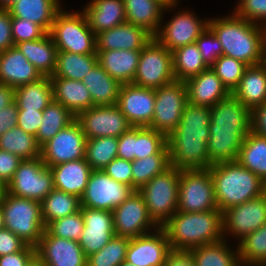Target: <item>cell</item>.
Wrapping results in <instances>:
<instances>
[{"instance_id":"40","label":"cell","mask_w":266,"mask_h":266,"mask_svg":"<svg viewBox=\"0 0 266 266\" xmlns=\"http://www.w3.org/2000/svg\"><path fill=\"white\" fill-rule=\"evenodd\" d=\"M75 119V115H73L61 103L53 100L43 110L42 123L40 124L37 135L35 136L38 145L41 147Z\"/></svg>"},{"instance_id":"14","label":"cell","mask_w":266,"mask_h":266,"mask_svg":"<svg viewBox=\"0 0 266 266\" xmlns=\"http://www.w3.org/2000/svg\"><path fill=\"white\" fill-rule=\"evenodd\" d=\"M135 190L117 182L103 170H92L81 200V207L113 211Z\"/></svg>"},{"instance_id":"62","label":"cell","mask_w":266,"mask_h":266,"mask_svg":"<svg viewBox=\"0 0 266 266\" xmlns=\"http://www.w3.org/2000/svg\"><path fill=\"white\" fill-rule=\"evenodd\" d=\"M15 101V88L0 84V111Z\"/></svg>"},{"instance_id":"31","label":"cell","mask_w":266,"mask_h":266,"mask_svg":"<svg viewBox=\"0 0 266 266\" xmlns=\"http://www.w3.org/2000/svg\"><path fill=\"white\" fill-rule=\"evenodd\" d=\"M141 50L97 51L98 64L121 84L132 83Z\"/></svg>"},{"instance_id":"6","label":"cell","mask_w":266,"mask_h":266,"mask_svg":"<svg viewBox=\"0 0 266 266\" xmlns=\"http://www.w3.org/2000/svg\"><path fill=\"white\" fill-rule=\"evenodd\" d=\"M4 228L28 246L36 247L45 231L41 202L14 196L6 191L0 197Z\"/></svg>"},{"instance_id":"12","label":"cell","mask_w":266,"mask_h":266,"mask_svg":"<svg viewBox=\"0 0 266 266\" xmlns=\"http://www.w3.org/2000/svg\"><path fill=\"white\" fill-rule=\"evenodd\" d=\"M188 103L187 87L183 81H173L155 89V107L150 128L169 136L178 126Z\"/></svg>"},{"instance_id":"8","label":"cell","mask_w":266,"mask_h":266,"mask_svg":"<svg viewBox=\"0 0 266 266\" xmlns=\"http://www.w3.org/2000/svg\"><path fill=\"white\" fill-rule=\"evenodd\" d=\"M58 51L97 54L96 34L89 27L84 12L60 10L49 32Z\"/></svg>"},{"instance_id":"25","label":"cell","mask_w":266,"mask_h":266,"mask_svg":"<svg viewBox=\"0 0 266 266\" xmlns=\"http://www.w3.org/2000/svg\"><path fill=\"white\" fill-rule=\"evenodd\" d=\"M185 84L192 105L211 107L231 94L211 67L187 79Z\"/></svg>"},{"instance_id":"37","label":"cell","mask_w":266,"mask_h":266,"mask_svg":"<svg viewBox=\"0 0 266 266\" xmlns=\"http://www.w3.org/2000/svg\"><path fill=\"white\" fill-rule=\"evenodd\" d=\"M237 161L266 183V137L250 131L244 138Z\"/></svg>"},{"instance_id":"17","label":"cell","mask_w":266,"mask_h":266,"mask_svg":"<svg viewBox=\"0 0 266 266\" xmlns=\"http://www.w3.org/2000/svg\"><path fill=\"white\" fill-rule=\"evenodd\" d=\"M169 154L167 137L150 127H131L118 137L117 157L128 161Z\"/></svg>"},{"instance_id":"24","label":"cell","mask_w":266,"mask_h":266,"mask_svg":"<svg viewBox=\"0 0 266 266\" xmlns=\"http://www.w3.org/2000/svg\"><path fill=\"white\" fill-rule=\"evenodd\" d=\"M152 38L145 29L126 21L96 35L97 51L142 50Z\"/></svg>"},{"instance_id":"4","label":"cell","mask_w":266,"mask_h":266,"mask_svg":"<svg viewBox=\"0 0 266 266\" xmlns=\"http://www.w3.org/2000/svg\"><path fill=\"white\" fill-rule=\"evenodd\" d=\"M161 228L167 235L170 248L175 250H191L225 239L220 210L199 213L177 211Z\"/></svg>"},{"instance_id":"29","label":"cell","mask_w":266,"mask_h":266,"mask_svg":"<svg viewBox=\"0 0 266 266\" xmlns=\"http://www.w3.org/2000/svg\"><path fill=\"white\" fill-rule=\"evenodd\" d=\"M83 12L96 35L126 22L123 0H93Z\"/></svg>"},{"instance_id":"57","label":"cell","mask_w":266,"mask_h":266,"mask_svg":"<svg viewBox=\"0 0 266 266\" xmlns=\"http://www.w3.org/2000/svg\"><path fill=\"white\" fill-rule=\"evenodd\" d=\"M11 14L8 9H0V53L15 46L11 30Z\"/></svg>"},{"instance_id":"21","label":"cell","mask_w":266,"mask_h":266,"mask_svg":"<svg viewBox=\"0 0 266 266\" xmlns=\"http://www.w3.org/2000/svg\"><path fill=\"white\" fill-rule=\"evenodd\" d=\"M80 210L84 220V229L79 245L88 257L100 251L115 236L113 213L88 207H81Z\"/></svg>"},{"instance_id":"54","label":"cell","mask_w":266,"mask_h":266,"mask_svg":"<svg viewBox=\"0 0 266 266\" xmlns=\"http://www.w3.org/2000/svg\"><path fill=\"white\" fill-rule=\"evenodd\" d=\"M43 111L37 110H18L17 126L26 133L37 135L40 124L42 123Z\"/></svg>"},{"instance_id":"44","label":"cell","mask_w":266,"mask_h":266,"mask_svg":"<svg viewBox=\"0 0 266 266\" xmlns=\"http://www.w3.org/2000/svg\"><path fill=\"white\" fill-rule=\"evenodd\" d=\"M118 138L104 136L86 140L85 160L92 170H103L117 158Z\"/></svg>"},{"instance_id":"67","label":"cell","mask_w":266,"mask_h":266,"mask_svg":"<svg viewBox=\"0 0 266 266\" xmlns=\"http://www.w3.org/2000/svg\"><path fill=\"white\" fill-rule=\"evenodd\" d=\"M5 192V186L2 184V182L0 181V197L2 196V194Z\"/></svg>"},{"instance_id":"55","label":"cell","mask_w":266,"mask_h":266,"mask_svg":"<svg viewBox=\"0 0 266 266\" xmlns=\"http://www.w3.org/2000/svg\"><path fill=\"white\" fill-rule=\"evenodd\" d=\"M21 161L15 154L0 149V181L4 186L12 179Z\"/></svg>"},{"instance_id":"68","label":"cell","mask_w":266,"mask_h":266,"mask_svg":"<svg viewBox=\"0 0 266 266\" xmlns=\"http://www.w3.org/2000/svg\"><path fill=\"white\" fill-rule=\"evenodd\" d=\"M261 63L263 64V66L265 67V70H266V52H265L264 58H263Z\"/></svg>"},{"instance_id":"27","label":"cell","mask_w":266,"mask_h":266,"mask_svg":"<svg viewBox=\"0 0 266 266\" xmlns=\"http://www.w3.org/2000/svg\"><path fill=\"white\" fill-rule=\"evenodd\" d=\"M126 21L145 29L153 37L160 29L162 12L177 5V1L166 5L162 0H123Z\"/></svg>"},{"instance_id":"33","label":"cell","mask_w":266,"mask_h":266,"mask_svg":"<svg viewBox=\"0 0 266 266\" xmlns=\"http://www.w3.org/2000/svg\"><path fill=\"white\" fill-rule=\"evenodd\" d=\"M15 46L42 76H52L56 67L58 48L49 33L41 39L20 42Z\"/></svg>"},{"instance_id":"58","label":"cell","mask_w":266,"mask_h":266,"mask_svg":"<svg viewBox=\"0 0 266 266\" xmlns=\"http://www.w3.org/2000/svg\"><path fill=\"white\" fill-rule=\"evenodd\" d=\"M35 255V248L26 246L23 250L0 256V266H26Z\"/></svg>"},{"instance_id":"2","label":"cell","mask_w":266,"mask_h":266,"mask_svg":"<svg viewBox=\"0 0 266 266\" xmlns=\"http://www.w3.org/2000/svg\"><path fill=\"white\" fill-rule=\"evenodd\" d=\"M211 110L208 106L185 105L176 129L167 136L170 165L179 170L210 167L207 142Z\"/></svg>"},{"instance_id":"35","label":"cell","mask_w":266,"mask_h":266,"mask_svg":"<svg viewBox=\"0 0 266 266\" xmlns=\"http://www.w3.org/2000/svg\"><path fill=\"white\" fill-rule=\"evenodd\" d=\"M82 82L93 100V106L117 104L121 83L112 78L98 63L88 72Z\"/></svg>"},{"instance_id":"32","label":"cell","mask_w":266,"mask_h":266,"mask_svg":"<svg viewBox=\"0 0 266 266\" xmlns=\"http://www.w3.org/2000/svg\"><path fill=\"white\" fill-rule=\"evenodd\" d=\"M232 94L252 110L266 101V70L262 63L250 65Z\"/></svg>"},{"instance_id":"3","label":"cell","mask_w":266,"mask_h":266,"mask_svg":"<svg viewBox=\"0 0 266 266\" xmlns=\"http://www.w3.org/2000/svg\"><path fill=\"white\" fill-rule=\"evenodd\" d=\"M208 28L222 45V55L247 66L260 64L266 52V27L236 16L210 19Z\"/></svg>"},{"instance_id":"65","label":"cell","mask_w":266,"mask_h":266,"mask_svg":"<svg viewBox=\"0 0 266 266\" xmlns=\"http://www.w3.org/2000/svg\"><path fill=\"white\" fill-rule=\"evenodd\" d=\"M2 229H4V216H3L2 205L0 202V230Z\"/></svg>"},{"instance_id":"28","label":"cell","mask_w":266,"mask_h":266,"mask_svg":"<svg viewBox=\"0 0 266 266\" xmlns=\"http://www.w3.org/2000/svg\"><path fill=\"white\" fill-rule=\"evenodd\" d=\"M49 168L53 174L55 189L82 197L92 172L85 159L65 162Z\"/></svg>"},{"instance_id":"23","label":"cell","mask_w":266,"mask_h":266,"mask_svg":"<svg viewBox=\"0 0 266 266\" xmlns=\"http://www.w3.org/2000/svg\"><path fill=\"white\" fill-rule=\"evenodd\" d=\"M170 250L165 231L158 228L155 233L130 238L126 261L135 266H163Z\"/></svg>"},{"instance_id":"34","label":"cell","mask_w":266,"mask_h":266,"mask_svg":"<svg viewBox=\"0 0 266 266\" xmlns=\"http://www.w3.org/2000/svg\"><path fill=\"white\" fill-rule=\"evenodd\" d=\"M60 7L59 0H17L8 10L11 17L32 21L49 33Z\"/></svg>"},{"instance_id":"19","label":"cell","mask_w":266,"mask_h":266,"mask_svg":"<svg viewBox=\"0 0 266 266\" xmlns=\"http://www.w3.org/2000/svg\"><path fill=\"white\" fill-rule=\"evenodd\" d=\"M117 106L132 127H149L154 116L155 89L122 84Z\"/></svg>"},{"instance_id":"10","label":"cell","mask_w":266,"mask_h":266,"mask_svg":"<svg viewBox=\"0 0 266 266\" xmlns=\"http://www.w3.org/2000/svg\"><path fill=\"white\" fill-rule=\"evenodd\" d=\"M53 174L41 157L22 160L5 191L41 202L54 189Z\"/></svg>"},{"instance_id":"66","label":"cell","mask_w":266,"mask_h":266,"mask_svg":"<svg viewBox=\"0 0 266 266\" xmlns=\"http://www.w3.org/2000/svg\"><path fill=\"white\" fill-rule=\"evenodd\" d=\"M119 266H135V265H133L132 263H130V262L126 261V260H124Z\"/></svg>"},{"instance_id":"1","label":"cell","mask_w":266,"mask_h":266,"mask_svg":"<svg viewBox=\"0 0 266 266\" xmlns=\"http://www.w3.org/2000/svg\"><path fill=\"white\" fill-rule=\"evenodd\" d=\"M207 142L210 166L237 161L244 138L251 131V110L232 93L210 107Z\"/></svg>"},{"instance_id":"41","label":"cell","mask_w":266,"mask_h":266,"mask_svg":"<svg viewBox=\"0 0 266 266\" xmlns=\"http://www.w3.org/2000/svg\"><path fill=\"white\" fill-rule=\"evenodd\" d=\"M81 208L78 196L64 191L53 189L42 201V218L44 225L49 222L71 215Z\"/></svg>"},{"instance_id":"49","label":"cell","mask_w":266,"mask_h":266,"mask_svg":"<svg viewBox=\"0 0 266 266\" xmlns=\"http://www.w3.org/2000/svg\"><path fill=\"white\" fill-rule=\"evenodd\" d=\"M210 67L232 93L243 77L247 65L232 57L221 55Z\"/></svg>"},{"instance_id":"13","label":"cell","mask_w":266,"mask_h":266,"mask_svg":"<svg viewBox=\"0 0 266 266\" xmlns=\"http://www.w3.org/2000/svg\"><path fill=\"white\" fill-rule=\"evenodd\" d=\"M86 140L80 123L75 119L40 147V157L48 167L85 159Z\"/></svg>"},{"instance_id":"16","label":"cell","mask_w":266,"mask_h":266,"mask_svg":"<svg viewBox=\"0 0 266 266\" xmlns=\"http://www.w3.org/2000/svg\"><path fill=\"white\" fill-rule=\"evenodd\" d=\"M112 213L116 236L136 238L148 234L151 227L159 228L150 218L144 198L138 191H134Z\"/></svg>"},{"instance_id":"53","label":"cell","mask_w":266,"mask_h":266,"mask_svg":"<svg viewBox=\"0 0 266 266\" xmlns=\"http://www.w3.org/2000/svg\"><path fill=\"white\" fill-rule=\"evenodd\" d=\"M132 161L122 158L113 159L103 171L117 182L124 183L132 187Z\"/></svg>"},{"instance_id":"61","label":"cell","mask_w":266,"mask_h":266,"mask_svg":"<svg viewBox=\"0 0 266 266\" xmlns=\"http://www.w3.org/2000/svg\"><path fill=\"white\" fill-rule=\"evenodd\" d=\"M18 107L14 101L0 111V136L17 126Z\"/></svg>"},{"instance_id":"42","label":"cell","mask_w":266,"mask_h":266,"mask_svg":"<svg viewBox=\"0 0 266 266\" xmlns=\"http://www.w3.org/2000/svg\"><path fill=\"white\" fill-rule=\"evenodd\" d=\"M0 149L15 154L22 160L40 157V146L36 137L26 133L19 126L13 127L0 136Z\"/></svg>"},{"instance_id":"52","label":"cell","mask_w":266,"mask_h":266,"mask_svg":"<svg viewBox=\"0 0 266 266\" xmlns=\"http://www.w3.org/2000/svg\"><path fill=\"white\" fill-rule=\"evenodd\" d=\"M236 16L257 24V20L266 24V0H239V5L233 12ZM266 27V25H265Z\"/></svg>"},{"instance_id":"51","label":"cell","mask_w":266,"mask_h":266,"mask_svg":"<svg viewBox=\"0 0 266 266\" xmlns=\"http://www.w3.org/2000/svg\"><path fill=\"white\" fill-rule=\"evenodd\" d=\"M195 43L209 67L222 55V45L209 28L199 36Z\"/></svg>"},{"instance_id":"60","label":"cell","mask_w":266,"mask_h":266,"mask_svg":"<svg viewBox=\"0 0 266 266\" xmlns=\"http://www.w3.org/2000/svg\"><path fill=\"white\" fill-rule=\"evenodd\" d=\"M251 131L266 137V101L251 110Z\"/></svg>"},{"instance_id":"38","label":"cell","mask_w":266,"mask_h":266,"mask_svg":"<svg viewBox=\"0 0 266 266\" xmlns=\"http://www.w3.org/2000/svg\"><path fill=\"white\" fill-rule=\"evenodd\" d=\"M97 63V54L58 51L56 67L51 77L82 81Z\"/></svg>"},{"instance_id":"9","label":"cell","mask_w":266,"mask_h":266,"mask_svg":"<svg viewBox=\"0 0 266 266\" xmlns=\"http://www.w3.org/2000/svg\"><path fill=\"white\" fill-rule=\"evenodd\" d=\"M209 210H218L209 168L180 170L177 211L199 213Z\"/></svg>"},{"instance_id":"22","label":"cell","mask_w":266,"mask_h":266,"mask_svg":"<svg viewBox=\"0 0 266 266\" xmlns=\"http://www.w3.org/2000/svg\"><path fill=\"white\" fill-rule=\"evenodd\" d=\"M35 254L47 266H87V256L79 242L51 236L46 231L35 247Z\"/></svg>"},{"instance_id":"69","label":"cell","mask_w":266,"mask_h":266,"mask_svg":"<svg viewBox=\"0 0 266 266\" xmlns=\"http://www.w3.org/2000/svg\"><path fill=\"white\" fill-rule=\"evenodd\" d=\"M242 266H266V264H249V265H242Z\"/></svg>"},{"instance_id":"46","label":"cell","mask_w":266,"mask_h":266,"mask_svg":"<svg viewBox=\"0 0 266 266\" xmlns=\"http://www.w3.org/2000/svg\"><path fill=\"white\" fill-rule=\"evenodd\" d=\"M240 265L266 264V223L239 241Z\"/></svg>"},{"instance_id":"36","label":"cell","mask_w":266,"mask_h":266,"mask_svg":"<svg viewBox=\"0 0 266 266\" xmlns=\"http://www.w3.org/2000/svg\"><path fill=\"white\" fill-rule=\"evenodd\" d=\"M53 101L51 77L43 76L15 88V102L18 110L43 111Z\"/></svg>"},{"instance_id":"56","label":"cell","mask_w":266,"mask_h":266,"mask_svg":"<svg viewBox=\"0 0 266 266\" xmlns=\"http://www.w3.org/2000/svg\"><path fill=\"white\" fill-rule=\"evenodd\" d=\"M27 246L16 234L8 229L0 230V256L23 250Z\"/></svg>"},{"instance_id":"45","label":"cell","mask_w":266,"mask_h":266,"mask_svg":"<svg viewBox=\"0 0 266 266\" xmlns=\"http://www.w3.org/2000/svg\"><path fill=\"white\" fill-rule=\"evenodd\" d=\"M170 166L169 154H153L132 161V188L138 191Z\"/></svg>"},{"instance_id":"70","label":"cell","mask_w":266,"mask_h":266,"mask_svg":"<svg viewBox=\"0 0 266 266\" xmlns=\"http://www.w3.org/2000/svg\"><path fill=\"white\" fill-rule=\"evenodd\" d=\"M166 5L170 4L171 2H174L176 0H162Z\"/></svg>"},{"instance_id":"30","label":"cell","mask_w":266,"mask_h":266,"mask_svg":"<svg viewBox=\"0 0 266 266\" xmlns=\"http://www.w3.org/2000/svg\"><path fill=\"white\" fill-rule=\"evenodd\" d=\"M53 100L61 103L73 115L93 106L90 92L82 81L51 77Z\"/></svg>"},{"instance_id":"48","label":"cell","mask_w":266,"mask_h":266,"mask_svg":"<svg viewBox=\"0 0 266 266\" xmlns=\"http://www.w3.org/2000/svg\"><path fill=\"white\" fill-rule=\"evenodd\" d=\"M84 229V220L81 210L63 218L49 222L45 231L59 238L79 242Z\"/></svg>"},{"instance_id":"18","label":"cell","mask_w":266,"mask_h":266,"mask_svg":"<svg viewBox=\"0 0 266 266\" xmlns=\"http://www.w3.org/2000/svg\"><path fill=\"white\" fill-rule=\"evenodd\" d=\"M266 223V193L222 212L223 235L228 231L240 240Z\"/></svg>"},{"instance_id":"15","label":"cell","mask_w":266,"mask_h":266,"mask_svg":"<svg viewBox=\"0 0 266 266\" xmlns=\"http://www.w3.org/2000/svg\"><path fill=\"white\" fill-rule=\"evenodd\" d=\"M86 139L104 136L120 137L132 126L117 104L92 106L76 116Z\"/></svg>"},{"instance_id":"59","label":"cell","mask_w":266,"mask_h":266,"mask_svg":"<svg viewBox=\"0 0 266 266\" xmlns=\"http://www.w3.org/2000/svg\"><path fill=\"white\" fill-rule=\"evenodd\" d=\"M163 266H196L190 250L171 249Z\"/></svg>"},{"instance_id":"20","label":"cell","mask_w":266,"mask_h":266,"mask_svg":"<svg viewBox=\"0 0 266 266\" xmlns=\"http://www.w3.org/2000/svg\"><path fill=\"white\" fill-rule=\"evenodd\" d=\"M209 20L196 19L191 12H180L158 30L154 38L170 52L187 44L195 43L208 28Z\"/></svg>"},{"instance_id":"7","label":"cell","mask_w":266,"mask_h":266,"mask_svg":"<svg viewBox=\"0 0 266 266\" xmlns=\"http://www.w3.org/2000/svg\"><path fill=\"white\" fill-rule=\"evenodd\" d=\"M179 180L180 170L170 165L138 190L150 218L159 228L177 212Z\"/></svg>"},{"instance_id":"50","label":"cell","mask_w":266,"mask_h":266,"mask_svg":"<svg viewBox=\"0 0 266 266\" xmlns=\"http://www.w3.org/2000/svg\"><path fill=\"white\" fill-rule=\"evenodd\" d=\"M11 30L14 44L41 39L47 32L38 24L27 19L12 17Z\"/></svg>"},{"instance_id":"47","label":"cell","mask_w":266,"mask_h":266,"mask_svg":"<svg viewBox=\"0 0 266 266\" xmlns=\"http://www.w3.org/2000/svg\"><path fill=\"white\" fill-rule=\"evenodd\" d=\"M130 238L114 236L100 251L87 257V266H119L126 260Z\"/></svg>"},{"instance_id":"11","label":"cell","mask_w":266,"mask_h":266,"mask_svg":"<svg viewBox=\"0 0 266 266\" xmlns=\"http://www.w3.org/2000/svg\"><path fill=\"white\" fill-rule=\"evenodd\" d=\"M173 81L172 52L153 37L141 50L132 84L157 89Z\"/></svg>"},{"instance_id":"43","label":"cell","mask_w":266,"mask_h":266,"mask_svg":"<svg viewBox=\"0 0 266 266\" xmlns=\"http://www.w3.org/2000/svg\"><path fill=\"white\" fill-rule=\"evenodd\" d=\"M225 240L191 249L196 266H241L236 253L230 251ZM234 253V254H233Z\"/></svg>"},{"instance_id":"63","label":"cell","mask_w":266,"mask_h":266,"mask_svg":"<svg viewBox=\"0 0 266 266\" xmlns=\"http://www.w3.org/2000/svg\"><path fill=\"white\" fill-rule=\"evenodd\" d=\"M26 266H47V264L35 254Z\"/></svg>"},{"instance_id":"64","label":"cell","mask_w":266,"mask_h":266,"mask_svg":"<svg viewBox=\"0 0 266 266\" xmlns=\"http://www.w3.org/2000/svg\"><path fill=\"white\" fill-rule=\"evenodd\" d=\"M17 0H0V9H8Z\"/></svg>"},{"instance_id":"39","label":"cell","mask_w":266,"mask_h":266,"mask_svg":"<svg viewBox=\"0 0 266 266\" xmlns=\"http://www.w3.org/2000/svg\"><path fill=\"white\" fill-rule=\"evenodd\" d=\"M172 62L175 80L183 82L209 68L196 43L187 44L172 51Z\"/></svg>"},{"instance_id":"26","label":"cell","mask_w":266,"mask_h":266,"mask_svg":"<svg viewBox=\"0 0 266 266\" xmlns=\"http://www.w3.org/2000/svg\"><path fill=\"white\" fill-rule=\"evenodd\" d=\"M42 77L16 46L0 53V84L17 88Z\"/></svg>"},{"instance_id":"5","label":"cell","mask_w":266,"mask_h":266,"mask_svg":"<svg viewBox=\"0 0 266 266\" xmlns=\"http://www.w3.org/2000/svg\"><path fill=\"white\" fill-rule=\"evenodd\" d=\"M209 170L214 183L216 205L221 212L266 192V183L238 161L214 164Z\"/></svg>"}]
</instances>
